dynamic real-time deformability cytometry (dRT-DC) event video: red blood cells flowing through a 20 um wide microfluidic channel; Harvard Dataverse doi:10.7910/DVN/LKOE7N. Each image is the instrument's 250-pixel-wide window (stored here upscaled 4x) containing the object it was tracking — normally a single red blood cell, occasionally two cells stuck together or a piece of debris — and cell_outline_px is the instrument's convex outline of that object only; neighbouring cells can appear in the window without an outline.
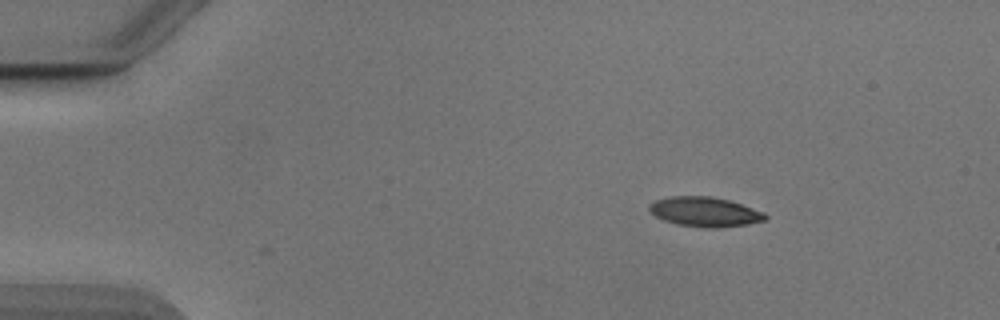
{"species": "Egyptian fruit bat (a non-hibernating species)", "species_latin": "Rousettus aegyptiacus", "temperature_condition": "cold", "stored_images_in_passage": 46, "camera_frame_rate_fps": 3000, "um_per_image_px": 0.085, "animal": {"sex": "male"}, "frame": {"image": 1, "passage_image": 1, "time_ms": 0.0, "image_size_px": [1000, 320], "cell_outline_px": [[768, 216], [764, 220], [748, 224], [712, 228], [708, 228], [676, 224], [664, 220], [656, 216], [648, 208], [648, 204], [656, 200], [668, 196], [712, 196], [728, 200], [764, 212]], "centroid_in_image_um": [59.88, 18.0], "position_along_channel_um": 25.1, "area_um2": 19.88}}
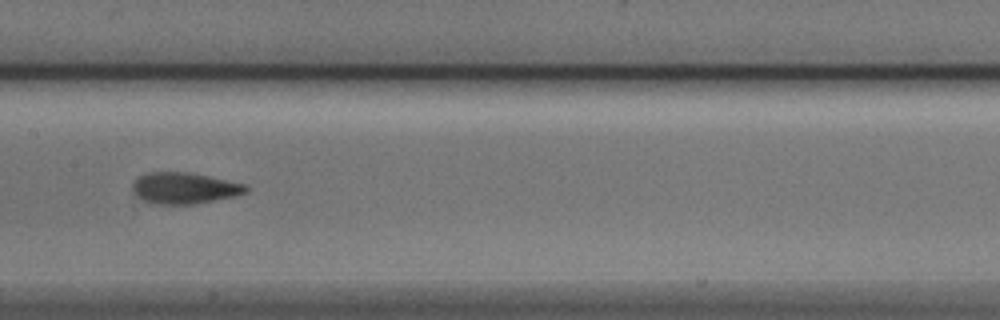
{"frame": {"image": 2, "passage_image": 20, "time_ms": 6.333, "image_size_px": [1000, 320], "cell_outline_px": [[248, 192], [236, 196], [196, 204], [152, 204], [144, 200], [132, 192], [132, 184], [140, 176], [148, 172], [188, 172], [208, 176], [244, 184], [248, 188]], "centroid_in_image_um": [15.66, 16.0], "position_along_channel_um": 191.7, "area_um2": 20.63}}
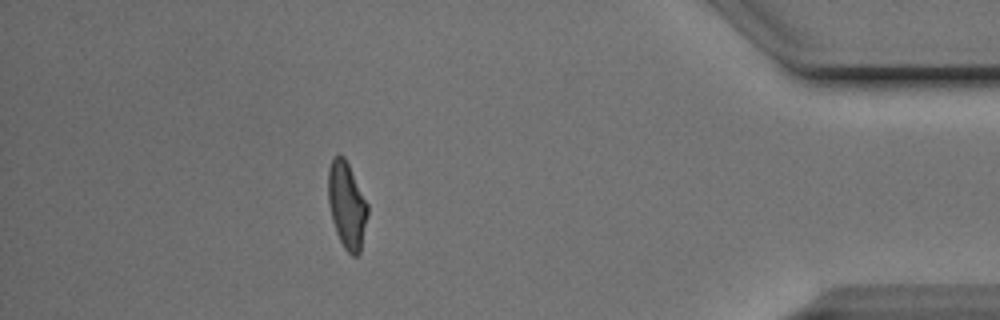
{"frame": {"image": 3, "passage_image": 40, "time_ms": 13.0, "image_size_px": [1000, 320], "cell_outline_px": [[368, 212], [360, 252], [356, 256], [352, 256], [344, 248], [336, 232], [332, 220], [328, 200], [328, 168], [332, 160], [340, 152], [344, 156], [368, 204]], "centroid_in_image_um": [29.47, 17.43], "position_along_channel_um": 405.7, "area_um2": 19.77}, "authors_computed_cell_mechanics": {"area_um2": 20.0566, "velocity_mm_per_s": 3.8882, "shape_relaxation_time_tau1_ms": 4.1328, "shape_relaxation_time_tau2_ms": 1.7131, "deformation_change_tau1": 0.1539, "deformation_change_tau2": 0.0854}}